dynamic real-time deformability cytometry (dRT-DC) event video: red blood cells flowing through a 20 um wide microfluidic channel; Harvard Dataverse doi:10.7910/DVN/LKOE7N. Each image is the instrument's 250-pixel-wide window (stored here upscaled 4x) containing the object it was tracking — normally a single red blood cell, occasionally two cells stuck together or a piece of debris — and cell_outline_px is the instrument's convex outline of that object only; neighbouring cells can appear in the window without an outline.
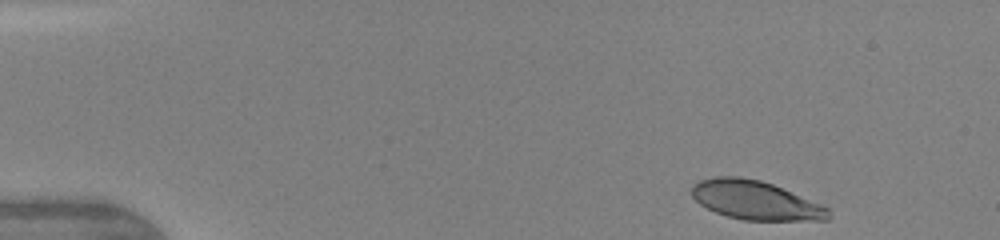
{"species": "human", "species_latin": "Homo sapiens", "temperature_condition": "warm", "stored_images_in_passage": 4, "camera_frame_rate_fps": 3000, "um_per_image_px": 0.085, "donor": {"sex": "female"}, "frame": {"image": 1, "passage_image": 1, "time_ms": 0.0, "image_size_px": [1000, 240], "cell_outline_px": [[832, 216], [828, 220], [744, 220], [728, 216], [716, 212], [700, 204], [692, 196], [692, 184], [700, 180], [716, 176], [740, 176], [760, 180], [772, 184], [828, 208]], "centroid_in_image_um": [64.18, 17.02], "position_along_channel_um": 20.8, "area_um2": 30.63}}